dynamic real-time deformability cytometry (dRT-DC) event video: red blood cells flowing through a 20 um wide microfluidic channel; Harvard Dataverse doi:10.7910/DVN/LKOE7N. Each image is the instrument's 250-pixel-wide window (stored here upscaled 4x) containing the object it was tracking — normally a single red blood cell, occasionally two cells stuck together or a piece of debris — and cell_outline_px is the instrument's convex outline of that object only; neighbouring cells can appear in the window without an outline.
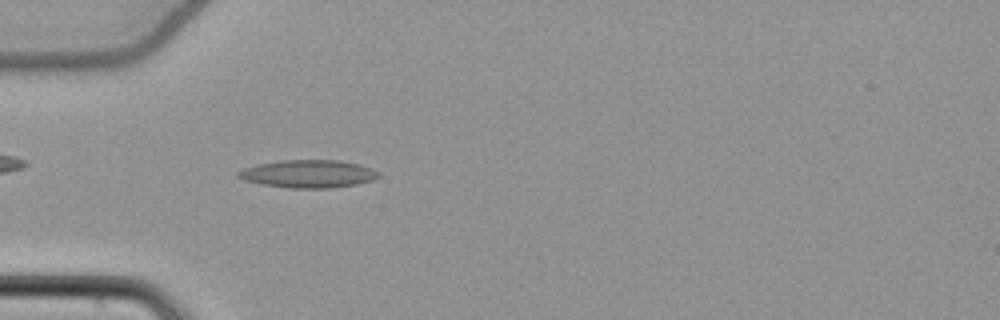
{"species": "common noctule bat (a hibernating species)", "species_latin": "Nyctalus noctula", "temperature_condition": "cold", "stored_images_in_passage": 54, "camera_frame_rate_fps": 3000, "um_per_image_px": 0.085, "animal": {"sex": "female", "body_mass_g": 22.7, "forearm_length_mm": 54.2}, "frame": {"image": 1, "passage_image": 17, "time_ms": 5.333, "image_size_px": [1000, 320], "cell_outline_px": [[380, 176], [372, 180], [356, 184], [332, 188], [288, 188], [260, 184], [244, 180], [236, 176], [236, 172], [244, 168], [256, 164], [280, 160], [340, 160], [360, 164], [372, 168], [380, 172]], "centroid_in_image_um": [26.19, 14.77], "position_along_channel_um": 58.8, "area_um2": 23.0}}
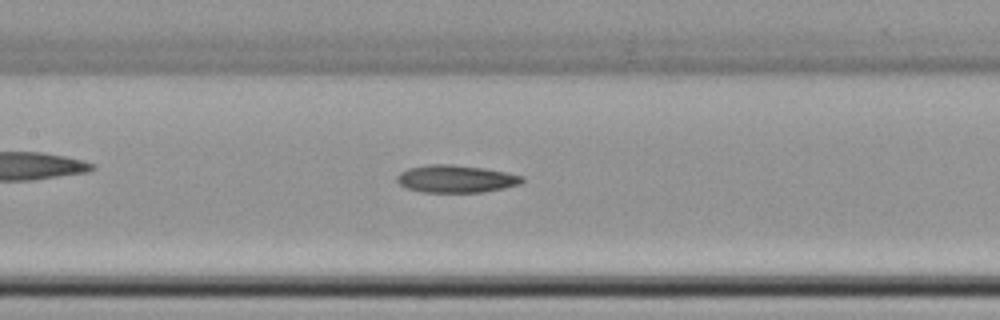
{"frame": {"image": 2, "passage_image": 26, "time_ms": 8.333, "image_size_px": [1000, 320], "cell_outline_px": [[524, 180], [520, 184], [504, 188], [484, 192], [420, 192], [404, 188], [396, 180], [396, 176], [400, 172], [408, 168], [432, 164], [452, 164], [484, 168], [524, 176]], "centroid_in_image_um": [38.73, 15.2], "position_along_channel_um": 168.7, "area_um2": 20.17}}
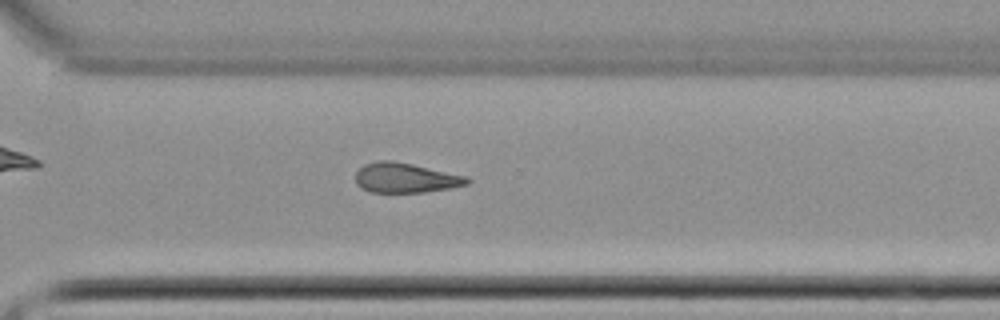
{"frame": {"image": 3, "passage_image": 39, "time_ms": 12.667, "image_size_px": [1000, 320], "cell_outline_px": [[472, 180], [468, 184], [452, 188], [424, 192], [368, 192], [360, 188], [356, 184], [356, 172], [364, 164], [380, 160], [392, 160], [412, 164], [468, 176]], "centroid_in_image_um": [34.48, 15.12], "position_along_channel_um": 336.1, "area_um2": 19.59}}